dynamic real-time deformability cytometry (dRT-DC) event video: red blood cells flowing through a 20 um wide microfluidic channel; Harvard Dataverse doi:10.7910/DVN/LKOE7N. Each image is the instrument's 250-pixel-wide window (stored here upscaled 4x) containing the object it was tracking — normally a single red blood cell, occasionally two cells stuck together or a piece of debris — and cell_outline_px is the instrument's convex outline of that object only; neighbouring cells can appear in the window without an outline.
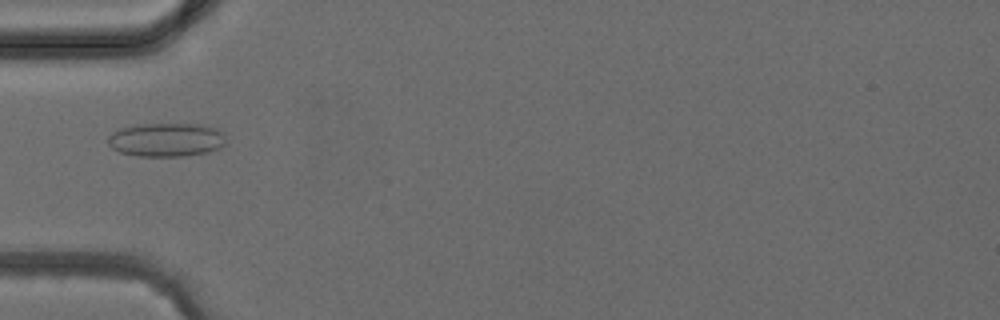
{"species": "common noctule bat (a hibernating species)", "species_latin": "Nyctalus noctula", "temperature_condition": "cold", "stored_images_in_passage": 4, "camera_frame_rate_fps": 3000, "um_per_image_px": 0.085, "animal": {"sex": "female", "body_mass_g": 24.6, "forearm_length_mm": 56.2}, "frame": {"image": 1, "passage_image": 3, "time_ms": 3.333, "image_size_px": [1000, 320], "cell_outline_px": [[224, 144], [220, 148], [208, 152], [184, 156], [136, 156], [120, 152], [112, 148], [108, 144], [108, 136], [116, 128], [140, 124], [204, 124], [216, 128], [224, 136]], "centroid_in_image_um": [14.1, 11.87], "position_along_channel_um": 70.9, "area_um2": 23.35}}
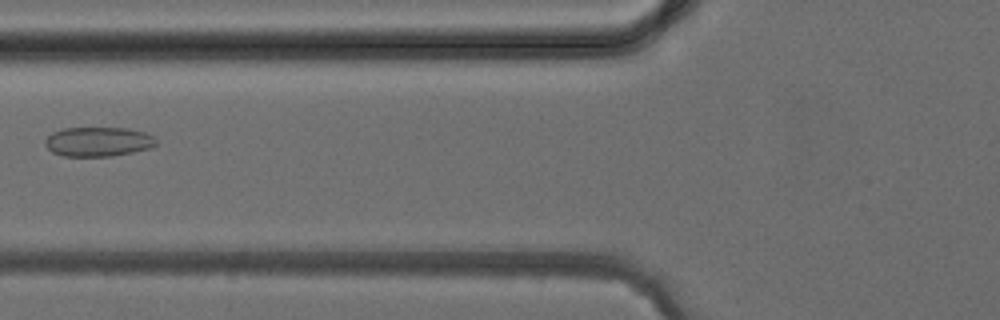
{"frame": {"image": 2, "passage_image": 4, "time_ms": 4.333, "image_size_px": [1000, 320], "cell_outline_px": [[156, 144], [152, 148], [112, 156], [64, 156], [52, 152], [44, 144], [44, 140], [52, 132], [64, 128], [128, 128], [144, 132], [152, 136], [156, 140]], "centroid_in_image_um": [8.33, 12.04], "position_along_channel_um": 117.5, "area_um2": 19.07}}